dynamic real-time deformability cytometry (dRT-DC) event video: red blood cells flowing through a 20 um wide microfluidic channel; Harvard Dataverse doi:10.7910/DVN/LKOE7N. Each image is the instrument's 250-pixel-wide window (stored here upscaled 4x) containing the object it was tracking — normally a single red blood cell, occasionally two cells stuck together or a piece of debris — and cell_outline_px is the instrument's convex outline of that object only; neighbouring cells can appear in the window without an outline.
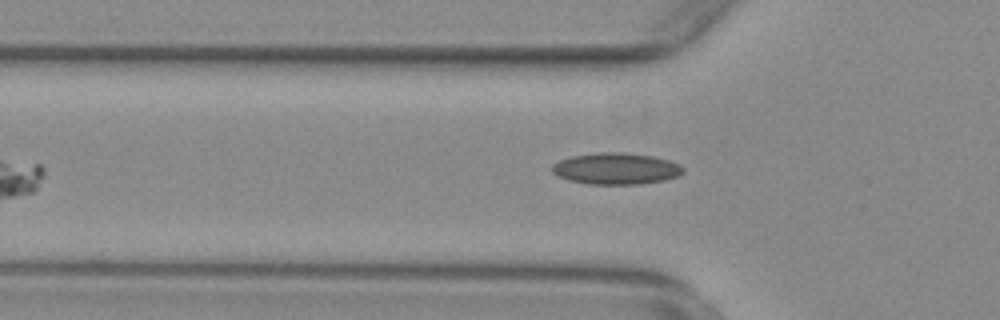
{"species": "common noctule bat (a hibernating species)", "species_latin": "Nyctalus noctula", "temperature_condition": "warm", "stored_images_in_passage": 20, "camera_frame_rate_fps": 3000, "um_per_image_px": 0.085, "animal": {"sex": "female", "body_mass_g": 29.2, "forearm_length_mm": 56.3}, "frame": {"image": 1, "passage_image": 2, "time_ms": 0.333, "image_size_px": [1000, 320], "cell_outline_px": [[684, 172], [680, 176], [664, 180], [640, 184], [588, 184], [568, 180], [552, 172], [552, 164], [560, 160], [572, 156], [600, 152], [624, 152], [652, 156], [668, 160], [680, 164], [684, 168]], "centroid_in_image_um": [52.39, 14.33], "position_along_channel_um": 73.4, "area_um2": 24.1}}
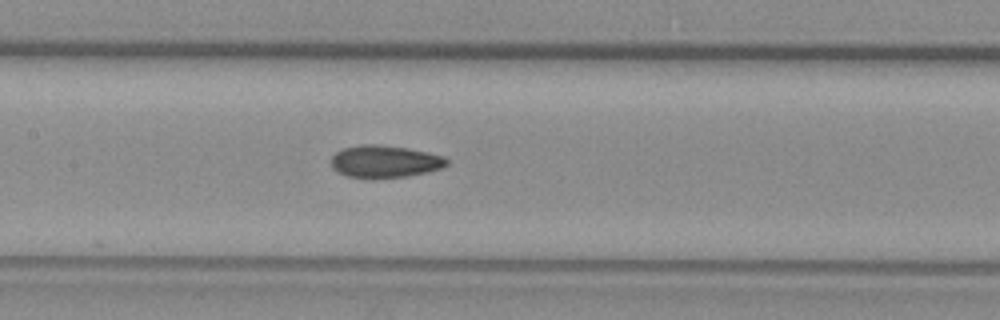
{"frame": {"image": 2, "passage_image": 10, "time_ms": 3.0, "image_size_px": [1000, 320], "cell_outline_px": [[448, 164], [440, 168], [428, 172], [408, 176], [372, 180], [348, 176], [336, 172], [332, 168], [332, 156], [336, 152], [344, 148], [360, 144], [372, 144], [408, 148], [444, 156], [448, 160]], "centroid_in_image_um": [32.68, 13.75], "position_along_channel_um": 174.7, "area_um2": 22.08}}
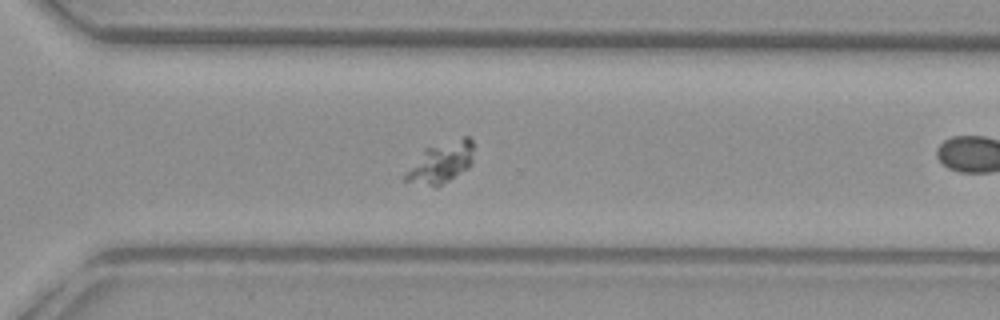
{"frame": {"image": 3, "passage_image": 19, "time_ms": 6.0, "image_size_px": [1000, 320], "cell_outline_px": [[472, 164], [468, 168], [436, 188], [400, 180], [404, 172], [424, 148], [464, 136], [468, 136], [472, 140]], "centroid_in_image_um": [37.42, 13.84], "position_along_channel_um": 333.2, "area_um2": 16.65}}